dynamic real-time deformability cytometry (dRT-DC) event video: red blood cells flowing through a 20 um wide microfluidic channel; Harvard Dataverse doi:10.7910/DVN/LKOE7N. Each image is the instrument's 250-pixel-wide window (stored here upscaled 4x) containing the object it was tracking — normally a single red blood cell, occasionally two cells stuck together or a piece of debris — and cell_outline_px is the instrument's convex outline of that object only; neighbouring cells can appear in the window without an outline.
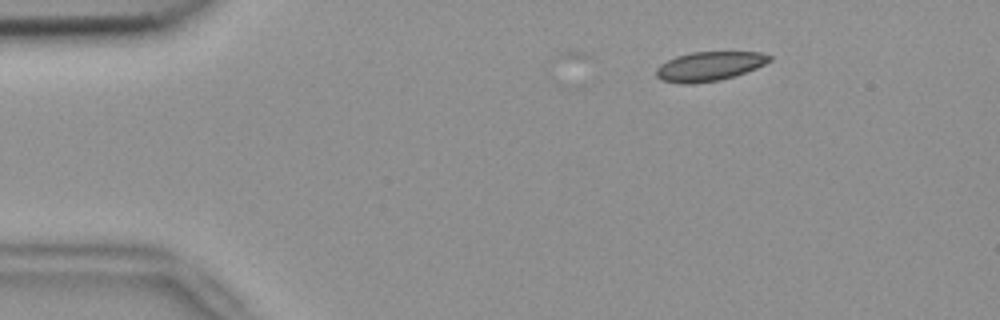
{"species": "common noctule bat (a hibernating species)", "species_latin": "Nyctalus noctula", "temperature_condition": "room temperature", "stored_images_in_passage": 10, "camera_frame_rate_fps": 3000, "um_per_image_px": 0.085, "animal": {"sex": "female", "body_mass_g": 18.4}, "frame": {"image": 1, "passage_image": 7, "time_ms": 2.0, "image_size_px": [1000, 320], "cell_outline_px": [[772, 60], [756, 68], [720, 80], [692, 84], [684, 84], [660, 80], [656, 76], [656, 68], [660, 64], [676, 56], [692, 52], [760, 52], [772, 56]], "centroid_in_image_um": [60.26, 5.63], "position_along_channel_um": 24.7, "area_um2": 19.25}}